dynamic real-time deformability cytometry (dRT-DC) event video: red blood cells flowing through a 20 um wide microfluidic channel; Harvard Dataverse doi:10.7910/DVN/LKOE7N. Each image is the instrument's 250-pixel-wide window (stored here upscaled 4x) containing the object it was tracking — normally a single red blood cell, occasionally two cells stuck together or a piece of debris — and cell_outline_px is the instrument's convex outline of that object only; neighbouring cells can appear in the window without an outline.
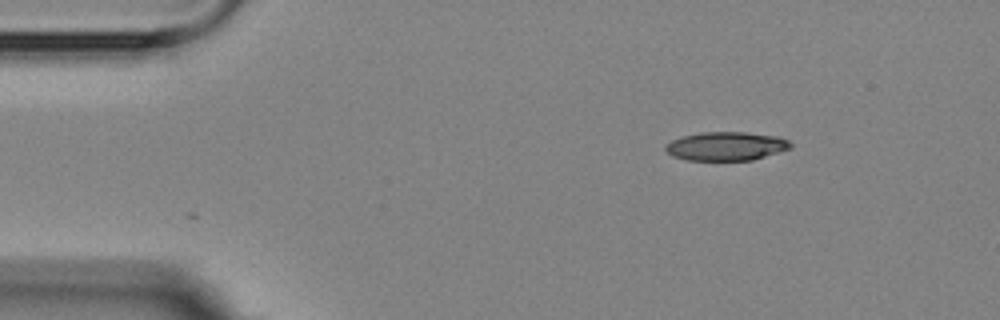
{"species": "Egyptian fruit bat (a non-hibernating species)", "species_latin": "Rousettus aegyptiacus", "temperature_condition": "room temperature", "stored_images_in_passage": 3, "camera_frame_rate_fps": 3000, "um_per_image_px": 0.085, "animal": {"sex": "female"}, "frame": {"image": 1, "passage_image": 1, "time_ms": 0.0, "image_size_px": [1000, 320], "cell_outline_px": [[792, 148], [752, 160], [688, 160], [672, 156], [664, 148], [672, 140], [680, 136], [700, 132], [744, 132], [776, 136], [788, 140], [792, 144]], "centroid_in_image_um": [61.72, 12.42], "position_along_channel_um": 23.3, "area_um2": 20.87}}